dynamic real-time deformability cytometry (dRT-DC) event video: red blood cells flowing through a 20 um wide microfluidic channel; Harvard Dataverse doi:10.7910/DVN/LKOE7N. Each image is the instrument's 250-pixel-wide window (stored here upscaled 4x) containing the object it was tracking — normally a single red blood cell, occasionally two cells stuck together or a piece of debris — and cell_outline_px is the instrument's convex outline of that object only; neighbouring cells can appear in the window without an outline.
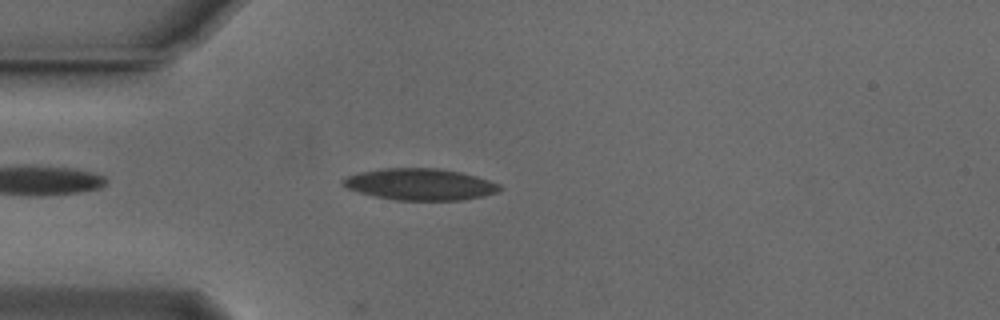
{"species": "Egyptian fruit bat (a non-hibernating species)", "species_latin": "Rousettus aegyptiacus", "temperature_condition": "cold", "stored_images_in_passage": 35, "camera_frame_rate_fps": 3000, "um_per_image_px": 0.085, "animal": {"sex": "male"}, "frame": {"image": 1, "passage_image": 5, "time_ms": 1.333, "image_size_px": [1000, 320], "cell_outline_px": [[504, 188], [496, 192], [484, 196], [464, 200], [396, 200], [376, 196], [360, 192], [348, 188], [340, 184], [340, 180], [348, 176], [360, 172], [384, 168], [436, 168], [460, 172], [476, 176], [500, 184]], "centroid_in_image_um": [35.72, 15.67], "position_along_channel_um": 49.3, "area_um2": 28.78}}
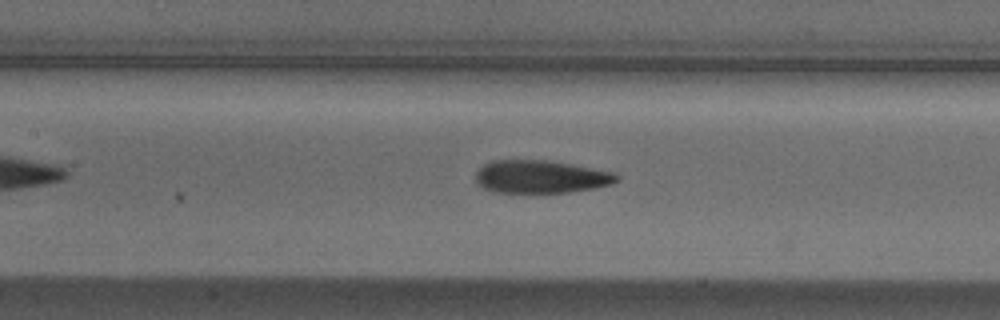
{"frame": {"image": 2, "passage_image": 15, "time_ms": 4.667, "image_size_px": [1000, 320], "cell_outline_px": [[620, 180], [612, 184], [592, 188], [568, 192], [492, 192], [484, 188], [476, 180], [476, 172], [484, 164], [492, 160], [548, 160], [572, 164], [616, 172], [620, 176]], "centroid_in_image_um": [46.01, 15.01], "position_along_channel_um": 161.4, "area_um2": 27.05}}
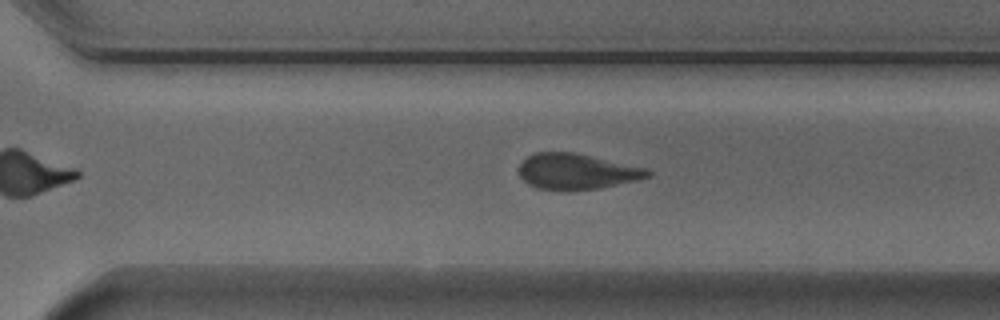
{"frame": {"image": 3, "passage_image": 28, "time_ms": 9.0, "image_size_px": [1000, 320], "cell_outline_px": [[652, 176], [636, 180], [600, 188], [568, 192], [536, 188], [528, 184], [520, 176], [520, 164], [528, 156], [536, 152], [572, 152], [644, 168], [652, 172]], "centroid_in_image_um": [48.98, 14.61], "position_along_channel_um": 321.6, "area_um2": 26.7}}